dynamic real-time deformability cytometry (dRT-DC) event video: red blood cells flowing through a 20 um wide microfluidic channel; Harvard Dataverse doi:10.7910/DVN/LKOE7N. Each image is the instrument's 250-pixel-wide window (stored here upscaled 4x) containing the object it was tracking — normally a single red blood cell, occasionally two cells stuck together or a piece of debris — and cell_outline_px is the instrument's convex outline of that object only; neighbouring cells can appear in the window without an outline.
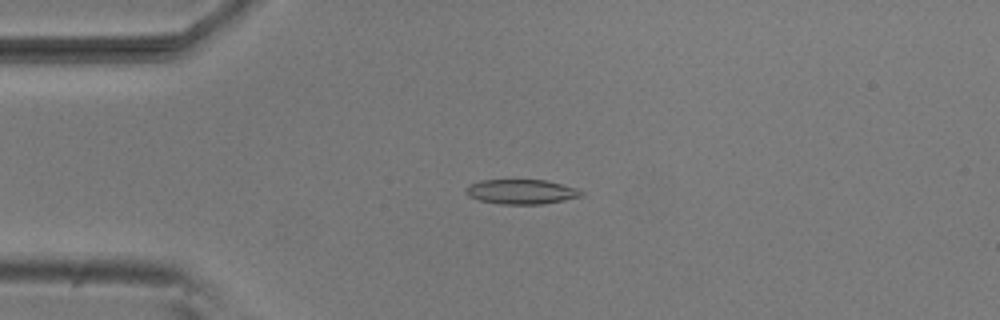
{"species": "common noctule bat (a hibernating species)", "species_latin": "Nyctalus noctula", "temperature_condition": "room temperature", "stored_images_in_passage": 39, "camera_frame_rate_fps": 3000, "um_per_image_px": 0.085, "animal": {"sex": "male", "body_mass_g": 20.5, "forearm_length_mm": 52.5}, "frame": {"image": 1, "passage_image": 7, "time_ms": 2.0, "image_size_px": [1000, 320], "cell_outline_px": [[584, 192], [580, 196], [564, 200], [544, 204], [500, 204], [480, 200], [468, 196], [464, 192], [464, 188], [468, 184], [480, 180], [544, 180], [576, 188]], "centroid_in_image_um": [44.24, 16.29], "position_along_channel_um": 40.8, "area_um2": 16.59}}
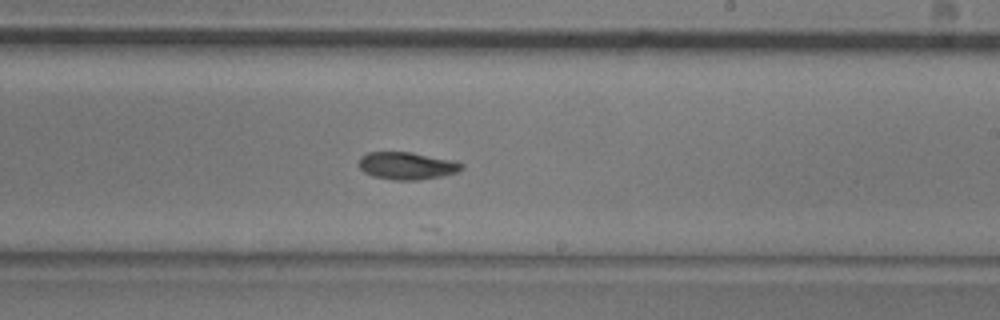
{"frame": {"image": 2, "passage_image": 26, "time_ms": 8.333, "image_size_px": [1000, 320], "cell_outline_px": [[464, 168], [456, 172], [440, 176], [416, 180], [396, 180], [372, 176], [364, 172], [360, 168], [360, 156], [368, 152], [412, 152], [456, 160], [464, 164]], "centroid_in_image_um": [34.61, 14.07], "position_along_channel_um": 254.4, "area_um2": 16.47}}
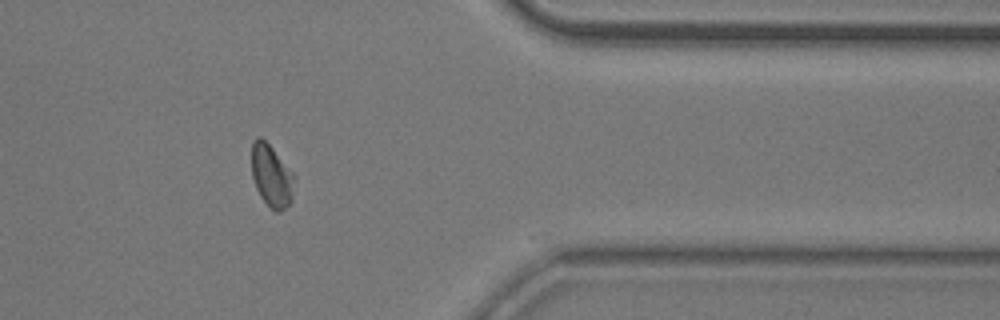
{"frame": {"image": 3, "passage_image": 38, "time_ms": 12.333, "image_size_px": [1000, 320], "cell_outline_px": [[296, 180], [292, 200], [280, 212], [276, 212], [260, 196], [256, 188], [252, 176], [252, 144], [256, 136], [260, 136], [272, 148], [296, 176]], "centroid_in_image_um": [23.1, 14.95], "position_along_channel_um": 388.3, "area_um2": 15.49}, "authors_computed_cell_mechanics": {"area_um2": 16.473, "velocity_mm_per_s": 3.8116, "shape_relaxation_time_tau1_ms": 2.5416, "shape_relaxation_time_tau2_ms": 8.0994, "deformation_change_tau1": 0.1138, "deformation_change_tau2": 0.1458}}